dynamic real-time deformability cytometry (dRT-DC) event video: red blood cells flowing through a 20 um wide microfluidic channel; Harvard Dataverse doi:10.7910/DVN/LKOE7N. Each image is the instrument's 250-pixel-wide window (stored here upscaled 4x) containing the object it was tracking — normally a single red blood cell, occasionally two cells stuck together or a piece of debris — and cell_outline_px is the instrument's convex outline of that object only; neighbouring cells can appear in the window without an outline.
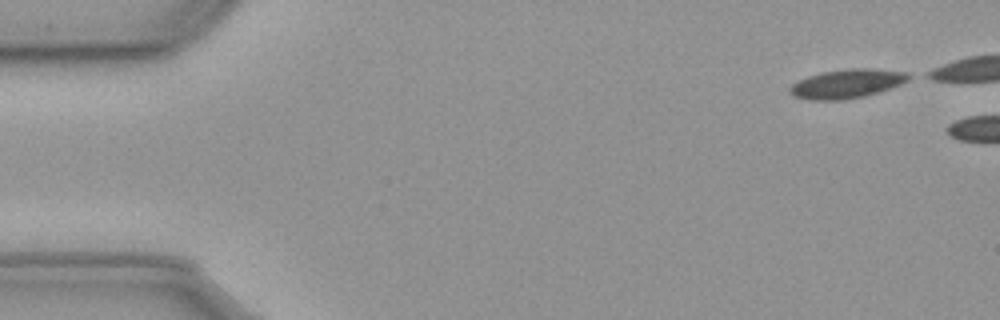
{"species": "common noctule bat (a hibernating species)", "species_latin": "Nyctalus noctula", "temperature_condition": "cold", "stored_images_in_passage": 5, "camera_frame_rate_fps": 3000, "um_per_image_px": 0.085, "animal": {"sex": "male", "body_mass_g": 23.1, "forearm_length_mm": 52.7}, "frame": {"image": 1, "passage_image": 1, "time_ms": 0.0, "image_size_px": [1000, 320], "cell_outline_px": [[916, 76], [900, 84], [864, 96], [840, 100], [812, 100], [796, 96], [788, 92], [788, 88], [792, 84], [808, 76], [820, 72], [852, 68], [868, 68], [908, 72]], "centroid_in_image_um": [72.01, 7.1], "position_along_channel_um": 13.0, "area_um2": 19.94}}